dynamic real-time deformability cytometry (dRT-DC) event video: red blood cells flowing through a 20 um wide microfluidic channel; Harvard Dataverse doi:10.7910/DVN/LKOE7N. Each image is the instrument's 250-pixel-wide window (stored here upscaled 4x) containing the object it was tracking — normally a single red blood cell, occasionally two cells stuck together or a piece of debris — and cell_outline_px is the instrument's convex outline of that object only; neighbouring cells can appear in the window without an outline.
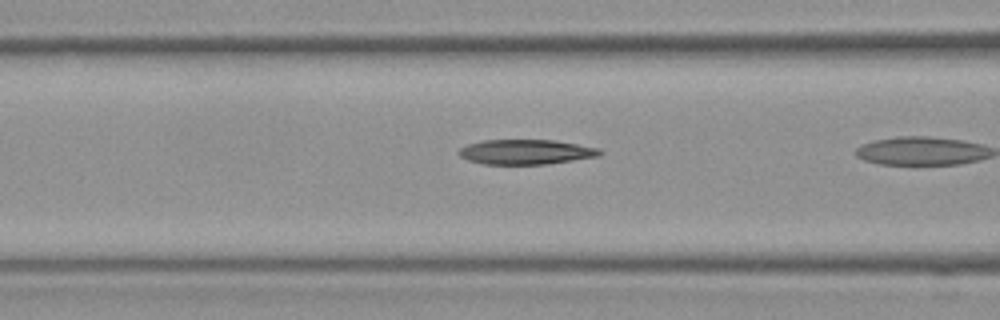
{"species": "Egyptian fruit bat (a non-hibernating species)", "species_latin": "Rousettus aegyptiacus", "temperature_condition": "room temperature", "stored_images_in_passage": 16, "camera_frame_rate_fps": 3000, "um_per_image_px": 0.085, "frame": {"image": 1, "passage_image": 12, "time_ms": 3.667, "image_size_px": [1000, 320], "cell_outline_px": [[604, 152], [600, 156], [548, 164], [484, 164], [468, 160], [460, 156], [456, 152], [460, 148], [468, 144], [484, 140], [552, 140], [600, 148]], "centroid_in_image_um": [44.71, 12.92], "position_along_channel_um": 121.9, "area_um2": 20.46}}